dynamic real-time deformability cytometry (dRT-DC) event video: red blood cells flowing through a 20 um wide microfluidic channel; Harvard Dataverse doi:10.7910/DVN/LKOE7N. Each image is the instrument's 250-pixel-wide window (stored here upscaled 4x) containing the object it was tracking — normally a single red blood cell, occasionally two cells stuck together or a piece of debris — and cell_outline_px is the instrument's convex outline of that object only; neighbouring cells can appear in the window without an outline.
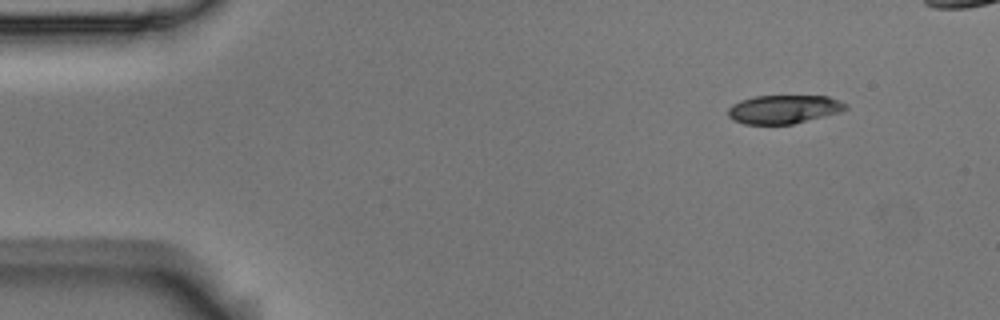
{"species": "Egyptian fruit bat (a non-hibernating species)", "species_latin": "Rousettus aegyptiacus", "temperature_condition": "room temperature", "stored_images_in_passage": 5, "camera_frame_rate_fps": 3000, "um_per_image_px": 0.085, "animal": {"sex": "male"}, "frame": {"image": 1, "passage_image": 1, "time_ms": 0.0, "image_size_px": [1000, 320], "cell_outline_px": [[848, 108], [840, 112], [792, 124], [744, 124], [732, 120], [728, 116], [728, 108], [732, 104], [740, 100], [756, 96], [828, 96], [848, 104]], "centroid_in_image_um": [66.6, 9.29], "position_along_channel_um": 18.4, "area_um2": 19.59}}